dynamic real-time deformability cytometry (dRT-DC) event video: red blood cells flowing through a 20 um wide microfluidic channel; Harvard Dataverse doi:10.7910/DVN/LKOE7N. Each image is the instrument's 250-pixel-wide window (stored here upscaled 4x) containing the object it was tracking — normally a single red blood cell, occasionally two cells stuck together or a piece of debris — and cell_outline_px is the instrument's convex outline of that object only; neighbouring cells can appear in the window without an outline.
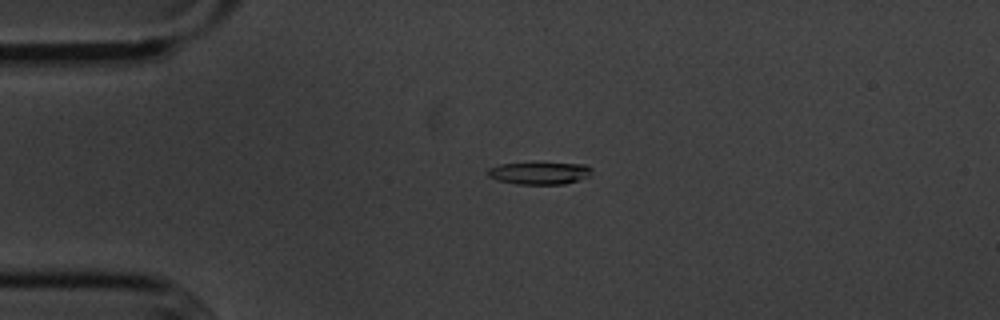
{"species": "common noctule bat (a hibernating species)", "species_latin": "Nyctalus noctula", "temperature_condition": "cold", "stored_images_in_passage": 5, "camera_frame_rate_fps": 3000, "um_per_image_px": 0.085, "animal": {"sex": "male", "body_mass_g": 20.1, "forearm_length_mm": 53.5}, "frame": {"image": 1, "passage_image": 3, "time_ms": 2.333, "image_size_px": [1000, 320], "cell_outline_px": [[592, 176], [580, 180], [564, 184], [516, 184], [496, 180], [488, 176], [488, 168], [500, 164], [584, 164], [592, 168]], "centroid_in_image_um": [45.89, 14.74], "position_along_channel_um": 39.1, "area_um2": 13.35}}
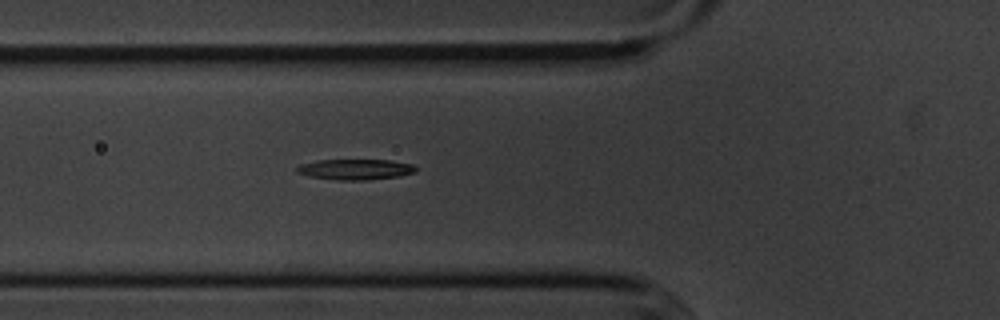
{"frame": {"image": 2, "passage_image": 5, "time_ms": 4.667, "image_size_px": [1000, 320], "cell_outline_px": [[416, 172], [400, 176], [368, 180], [336, 180], [308, 176], [296, 172], [296, 168], [300, 164], [316, 160], [388, 160], [412, 164], [416, 168]], "centroid_in_image_um": [30.18, 14.4], "position_along_channel_um": 95.6, "area_um2": 14.33}}